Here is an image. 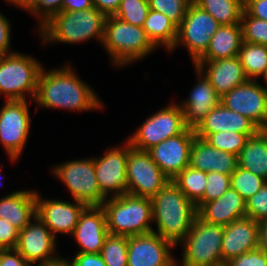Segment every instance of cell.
I'll use <instances>...</instances> for the list:
<instances>
[{
	"label": "cell",
	"mask_w": 267,
	"mask_h": 266,
	"mask_svg": "<svg viewBox=\"0 0 267 266\" xmlns=\"http://www.w3.org/2000/svg\"><path fill=\"white\" fill-rule=\"evenodd\" d=\"M34 101L37 107L81 112L104 107L92 87L81 80L68 64L48 72L44 68L41 70Z\"/></svg>",
	"instance_id": "6da1fadb"
},
{
	"label": "cell",
	"mask_w": 267,
	"mask_h": 266,
	"mask_svg": "<svg viewBox=\"0 0 267 266\" xmlns=\"http://www.w3.org/2000/svg\"><path fill=\"white\" fill-rule=\"evenodd\" d=\"M152 202V219L157 225L155 232L175 247L184 240L197 216L193 204L170 180L154 197Z\"/></svg>",
	"instance_id": "7a4b0ae2"
},
{
	"label": "cell",
	"mask_w": 267,
	"mask_h": 266,
	"mask_svg": "<svg viewBox=\"0 0 267 266\" xmlns=\"http://www.w3.org/2000/svg\"><path fill=\"white\" fill-rule=\"evenodd\" d=\"M106 16L93 7L81 11H61L52 16L38 30L42 43L76 44L96 38L104 40Z\"/></svg>",
	"instance_id": "3957f363"
},
{
	"label": "cell",
	"mask_w": 267,
	"mask_h": 266,
	"mask_svg": "<svg viewBox=\"0 0 267 266\" xmlns=\"http://www.w3.org/2000/svg\"><path fill=\"white\" fill-rule=\"evenodd\" d=\"M102 46L116 67L132 64L157 49L143 27L131 25L115 16L105 19Z\"/></svg>",
	"instance_id": "277c9868"
},
{
	"label": "cell",
	"mask_w": 267,
	"mask_h": 266,
	"mask_svg": "<svg viewBox=\"0 0 267 266\" xmlns=\"http://www.w3.org/2000/svg\"><path fill=\"white\" fill-rule=\"evenodd\" d=\"M105 211L108 232L111 235L136 236L153 231L151 198L124 194L107 198Z\"/></svg>",
	"instance_id": "5b68a950"
},
{
	"label": "cell",
	"mask_w": 267,
	"mask_h": 266,
	"mask_svg": "<svg viewBox=\"0 0 267 266\" xmlns=\"http://www.w3.org/2000/svg\"><path fill=\"white\" fill-rule=\"evenodd\" d=\"M43 65L30 55L12 52L0 56V95L5 100L35 99Z\"/></svg>",
	"instance_id": "8992f818"
},
{
	"label": "cell",
	"mask_w": 267,
	"mask_h": 266,
	"mask_svg": "<svg viewBox=\"0 0 267 266\" xmlns=\"http://www.w3.org/2000/svg\"><path fill=\"white\" fill-rule=\"evenodd\" d=\"M224 226L205 222L198 215L183 243L182 262L176 266H219L223 265L222 240Z\"/></svg>",
	"instance_id": "52a82bcc"
},
{
	"label": "cell",
	"mask_w": 267,
	"mask_h": 266,
	"mask_svg": "<svg viewBox=\"0 0 267 266\" xmlns=\"http://www.w3.org/2000/svg\"><path fill=\"white\" fill-rule=\"evenodd\" d=\"M52 174L66 185L74 200L87 206H102L107 199L99 189L93 158L58 164Z\"/></svg>",
	"instance_id": "ba28073f"
},
{
	"label": "cell",
	"mask_w": 267,
	"mask_h": 266,
	"mask_svg": "<svg viewBox=\"0 0 267 266\" xmlns=\"http://www.w3.org/2000/svg\"><path fill=\"white\" fill-rule=\"evenodd\" d=\"M187 129L182 109L175 102L148 117L133 134L127 138L131 147L139 151H148L172 136Z\"/></svg>",
	"instance_id": "9c48e42d"
},
{
	"label": "cell",
	"mask_w": 267,
	"mask_h": 266,
	"mask_svg": "<svg viewBox=\"0 0 267 266\" xmlns=\"http://www.w3.org/2000/svg\"><path fill=\"white\" fill-rule=\"evenodd\" d=\"M219 26L212 15L192 2L177 28V38L170 51H175L178 46H184L194 64L206 52L210 39Z\"/></svg>",
	"instance_id": "30bf717a"
},
{
	"label": "cell",
	"mask_w": 267,
	"mask_h": 266,
	"mask_svg": "<svg viewBox=\"0 0 267 266\" xmlns=\"http://www.w3.org/2000/svg\"><path fill=\"white\" fill-rule=\"evenodd\" d=\"M28 107L27 100H5L0 108V143L12 162L19 159L30 135Z\"/></svg>",
	"instance_id": "8fae6325"
},
{
	"label": "cell",
	"mask_w": 267,
	"mask_h": 266,
	"mask_svg": "<svg viewBox=\"0 0 267 266\" xmlns=\"http://www.w3.org/2000/svg\"><path fill=\"white\" fill-rule=\"evenodd\" d=\"M126 175L127 193L138 197L152 198L170 181L147 151L132 148L130 142Z\"/></svg>",
	"instance_id": "7c38bea8"
},
{
	"label": "cell",
	"mask_w": 267,
	"mask_h": 266,
	"mask_svg": "<svg viewBox=\"0 0 267 266\" xmlns=\"http://www.w3.org/2000/svg\"><path fill=\"white\" fill-rule=\"evenodd\" d=\"M15 249L31 266L36 262L37 266H55L63 262L60 255H54L56 237L37 215L19 231Z\"/></svg>",
	"instance_id": "4fadbf2b"
},
{
	"label": "cell",
	"mask_w": 267,
	"mask_h": 266,
	"mask_svg": "<svg viewBox=\"0 0 267 266\" xmlns=\"http://www.w3.org/2000/svg\"><path fill=\"white\" fill-rule=\"evenodd\" d=\"M220 102L247 117L260 130H267V92L257 80L248 79L234 87L220 98Z\"/></svg>",
	"instance_id": "5bb4252c"
},
{
	"label": "cell",
	"mask_w": 267,
	"mask_h": 266,
	"mask_svg": "<svg viewBox=\"0 0 267 266\" xmlns=\"http://www.w3.org/2000/svg\"><path fill=\"white\" fill-rule=\"evenodd\" d=\"M129 153V141L122 147H112L106 150L101 157L93 158L96 178L101 193L108 198L121 196L127 193L126 166Z\"/></svg>",
	"instance_id": "9a60e30c"
},
{
	"label": "cell",
	"mask_w": 267,
	"mask_h": 266,
	"mask_svg": "<svg viewBox=\"0 0 267 266\" xmlns=\"http://www.w3.org/2000/svg\"><path fill=\"white\" fill-rule=\"evenodd\" d=\"M195 137V131L187 128L183 133L161 141L147 152L161 171L172 180L189 166L190 150Z\"/></svg>",
	"instance_id": "2e32d148"
},
{
	"label": "cell",
	"mask_w": 267,
	"mask_h": 266,
	"mask_svg": "<svg viewBox=\"0 0 267 266\" xmlns=\"http://www.w3.org/2000/svg\"><path fill=\"white\" fill-rule=\"evenodd\" d=\"M174 248L155 232L128 236L127 266H176Z\"/></svg>",
	"instance_id": "e0dca14e"
},
{
	"label": "cell",
	"mask_w": 267,
	"mask_h": 266,
	"mask_svg": "<svg viewBox=\"0 0 267 266\" xmlns=\"http://www.w3.org/2000/svg\"><path fill=\"white\" fill-rule=\"evenodd\" d=\"M56 199H42L37 192L36 215L56 237L57 233L72 235L86 204Z\"/></svg>",
	"instance_id": "ac0fdd59"
},
{
	"label": "cell",
	"mask_w": 267,
	"mask_h": 266,
	"mask_svg": "<svg viewBox=\"0 0 267 266\" xmlns=\"http://www.w3.org/2000/svg\"><path fill=\"white\" fill-rule=\"evenodd\" d=\"M109 235L105 211L102 206H87L80 215L71 236L79 245L77 253H101Z\"/></svg>",
	"instance_id": "d6986e66"
},
{
	"label": "cell",
	"mask_w": 267,
	"mask_h": 266,
	"mask_svg": "<svg viewBox=\"0 0 267 266\" xmlns=\"http://www.w3.org/2000/svg\"><path fill=\"white\" fill-rule=\"evenodd\" d=\"M197 74V83L185 101L177 105L182 109L185 125L195 130L205 116L220 103V96L216 93L205 75L194 66Z\"/></svg>",
	"instance_id": "ffe728a7"
},
{
	"label": "cell",
	"mask_w": 267,
	"mask_h": 266,
	"mask_svg": "<svg viewBox=\"0 0 267 266\" xmlns=\"http://www.w3.org/2000/svg\"><path fill=\"white\" fill-rule=\"evenodd\" d=\"M259 247V222L249 217L237 219L224 226L222 259L225 264L241 254Z\"/></svg>",
	"instance_id": "44dd1931"
},
{
	"label": "cell",
	"mask_w": 267,
	"mask_h": 266,
	"mask_svg": "<svg viewBox=\"0 0 267 266\" xmlns=\"http://www.w3.org/2000/svg\"><path fill=\"white\" fill-rule=\"evenodd\" d=\"M194 66L205 75L220 97L248 80L238 56L215 61H196Z\"/></svg>",
	"instance_id": "7402d4cb"
},
{
	"label": "cell",
	"mask_w": 267,
	"mask_h": 266,
	"mask_svg": "<svg viewBox=\"0 0 267 266\" xmlns=\"http://www.w3.org/2000/svg\"><path fill=\"white\" fill-rule=\"evenodd\" d=\"M260 129L247 117L226 108L221 102L215 106L194 130L198 138L221 131H234L254 136Z\"/></svg>",
	"instance_id": "603a6c76"
},
{
	"label": "cell",
	"mask_w": 267,
	"mask_h": 266,
	"mask_svg": "<svg viewBox=\"0 0 267 266\" xmlns=\"http://www.w3.org/2000/svg\"><path fill=\"white\" fill-rule=\"evenodd\" d=\"M197 215L205 222L226 226L233 221L246 217V201L234 189H228L216 200L204 203Z\"/></svg>",
	"instance_id": "cb8c5ba5"
},
{
	"label": "cell",
	"mask_w": 267,
	"mask_h": 266,
	"mask_svg": "<svg viewBox=\"0 0 267 266\" xmlns=\"http://www.w3.org/2000/svg\"><path fill=\"white\" fill-rule=\"evenodd\" d=\"M189 166L204 172L231 175L238 166V159L236 155L214 148L196 136L190 150Z\"/></svg>",
	"instance_id": "d4e9b609"
},
{
	"label": "cell",
	"mask_w": 267,
	"mask_h": 266,
	"mask_svg": "<svg viewBox=\"0 0 267 266\" xmlns=\"http://www.w3.org/2000/svg\"><path fill=\"white\" fill-rule=\"evenodd\" d=\"M36 190H17L0 199V218L21 231L36 216Z\"/></svg>",
	"instance_id": "484cf974"
},
{
	"label": "cell",
	"mask_w": 267,
	"mask_h": 266,
	"mask_svg": "<svg viewBox=\"0 0 267 266\" xmlns=\"http://www.w3.org/2000/svg\"><path fill=\"white\" fill-rule=\"evenodd\" d=\"M243 43L241 23L220 25L206 52L197 61H215L238 56Z\"/></svg>",
	"instance_id": "4316f807"
},
{
	"label": "cell",
	"mask_w": 267,
	"mask_h": 266,
	"mask_svg": "<svg viewBox=\"0 0 267 266\" xmlns=\"http://www.w3.org/2000/svg\"><path fill=\"white\" fill-rule=\"evenodd\" d=\"M237 159L239 167L267 181V130L249 137Z\"/></svg>",
	"instance_id": "83f0119b"
},
{
	"label": "cell",
	"mask_w": 267,
	"mask_h": 266,
	"mask_svg": "<svg viewBox=\"0 0 267 266\" xmlns=\"http://www.w3.org/2000/svg\"><path fill=\"white\" fill-rule=\"evenodd\" d=\"M177 26L164 14L149 10L143 29L147 33L149 39L158 48L165 47L170 51L175 44L177 38Z\"/></svg>",
	"instance_id": "f1b7e54d"
},
{
	"label": "cell",
	"mask_w": 267,
	"mask_h": 266,
	"mask_svg": "<svg viewBox=\"0 0 267 266\" xmlns=\"http://www.w3.org/2000/svg\"><path fill=\"white\" fill-rule=\"evenodd\" d=\"M201 9L212 15L220 25L240 23L244 0H193Z\"/></svg>",
	"instance_id": "f546056e"
},
{
	"label": "cell",
	"mask_w": 267,
	"mask_h": 266,
	"mask_svg": "<svg viewBox=\"0 0 267 266\" xmlns=\"http://www.w3.org/2000/svg\"><path fill=\"white\" fill-rule=\"evenodd\" d=\"M238 58L248 79L257 80L267 70V46L243 41Z\"/></svg>",
	"instance_id": "4dcf8cb0"
},
{
	"label": "cell",
	"mask_w": 267,
	"mask_h": 266,
	"mask_svg": "<svg viewBox=\"0 0 267 266\" xmlns=\"http://www.w3.org/2000/svg\"><path fill=\"white\" fill-rule=\"evenodd\" d=\"M172 181L193 204L196 205L203 198L206 172L188 166Z\"/></svg>",
	"instance_id": "1f68e13d"
},
{
	"label": "cell",
	"mask_w": 267,
	"mask_h": 266,
	"mask_svg": "<svg viewBox=\"0 0 267 266\" xmlns=\"http://www.w3.org/2000/svg\"><path fill=\"white\" fill-rule=\"evenodd\" d=\"M127 247L128 236L109 234L100 253L106 266H127Z\"/></svg>",
	"instance_id": "d6a6232c"
},
{
	"label": "cell",
	"mask_w": 267,
	"mask_h": 266,
	"mask_svg": "<svg viewBox=\"0 0 267 266\" xmlns=\"http://www.w3.org/2000/svg\"><path fill=\"white\" fill-rule=\"evenodd\" d=\"M266 182L262 177L239 166L231 174V188L236 190L245 201L258 192Z\"/></svg>",
	"instance_id": "836d02e7"
},
{
	"label": "cell",
	"mask_w": 267,
	"mask_h": 266,
	"mask_svg": "<svg viewBox=\"0 0 267 266\" xmlns=\"http://www.w3.org/2000/svg\"><path fill=\"white\" fill-rule=\"evenodd\" d=\"M249 136L234 131H221L208 134L204 140L214 148L232 153L236 156L245 146Z\"/></svg>",
	"instance_id": "e575fe53"
},
{
	"label": "cell",
	"mask_w": 267,
	"mask_h": 266,
	"mask_svg": "<svg viewBox=\"0 0 267 266\" xmlns=\"http://www.w3.org/2000/svg\"><path fill=\"white\" fill-rule=\"evenodd\" d=\"M149 10V0H121L114 16L131 25L143 27Z\"/></svg>",
	"instance_id": "d590c367"
},
{
	"label": "cell",
	"mask_w": 267,
	"mask_h": 266,
	"mask_svg": "<svg viewBox=\"0 0 267 266\" xmlns=\"http://www.w3.org/2000/svg\"><path fill=\"white\" fill-rule=\"evenodd\" d=\"M206 185L203 198L196 204L197 210L204 204L216 200L231 188V175L206 172Z\"/></svg>",
	"instance_id": "8d00e7d4"
},
{
	"label": "cell",
	"mask_w": 267,
	"mask_h": 266,
	"mask_svg": "<svg viewBox=\"0 0 267 266\" xmlns=\"http://www.w3.org/2000/svg\"><path fill=\"white\" fill-rule=\"evenodd\" d=\"M240 23L244 42L267 46V21L251 17L243 11Z\"/></svg>",
	"instance_id": "74e56055"
},
{
	"label": "cell",
	"mask_w": 267,
	"mask_h": 266,
	"mask_svg": "<svg viewBox=\"0 0 267 266\" xmlns=\"http://www.w3.org/2000/svg\"><path fill=\"white\" fill-rule=\"evenodd\" d=\"M193 0H149L150 9L167 16L177 27Z\"/></svg>",
	"instance_id": "f35d334b"
},
{
	"label": "cell",
	"mask_w": 267,
	"mask_h": 266,
	"mask_svg": "<svg viewBox=\"0 0 267 266\" xmlns=\"http://www.w3.org/2000/svg\"><path fill=\"white\" fill-rule=\"evenodd\" d=\"M246 216L258 222L267 219V182L246 201Z\"/></svg>",
	"instance_id": "ab89813d"
},
{
	"label": "cell",
	"mask_w": 267,
	"mask_h": 266,
	"mask_svg": "<svg viewBox=\"0 0 267 266\" xmlns=\"http://www.w3.org/2000/svg\"><path fill=\"white\" fill-rule=\"evenodd\" d=\"M63 0H37L36 4L28 11L38 17V29L52 16L61 12Z\"/></svg>",
	"instance_id": "60d3db41"
},
{
	"label": "cell",
	"mask_w": 267,
	"mask_h": 266,
	"mask_svg": "<svg viewBox=\"0 0 267 266\" xmlns=\"http://www.w3.org/2000/svg\"><path fill=\"white\" fill-rule=\"evenodd\" d=\"M225 266H267V254L257 248L229 260Z\"/></svg>",
	"instance_id": "b9f144b4"
},
{
	"label": "cell",
	"mask_w": 267,
	"mask_h": 266,
	"mask_svg": "<svg viewBox=\"0 0 267 266\" xmlns=\"http://www.w3.org/2000/svg\"><path fill=\"white\" fill-rule=\"evenodd\" d=\"M19 237V230L7 220L0 218V249H15Z\"/></svg>",
	"instance_id": "7bdbcfd3"
},
{
	"label": "cell",
	"mask_w": 267,
	"mask_h": 266,
	"mask_svg": "<svg viewBox=\"0 0 267 266\" xmlns=\"http://www.w3.org/2000/svg\"><path fill=\"white\" fill-rule=\"evenodd\" d=\"M71 260L63 257V262L67 266H106L100 253H77Z\"/></svg>",
	"instance_id": "ee69618b"
},
{
	"label": "cell",
	"mask_w": 267,
	"mask_h": 266,
	"mask_svg": "<svg viewBox=\"0 0 267 266\" xmlns=\"http://www.w3.org/2000/svg\"><path fill=\"white\" fill-rule=\"evenodd\" d=\"M11 26L10 21L0 13V56L12 53L11 51Z\"/></svg>",
	"instance_id": "f6af8a7d"
},
{
	"label": "cell",
	"mask_w": 267,
	"mask_h": 266,
	"mask_svg": "<svg viewBox=\"0 0 267 266\" xmlns=\"http://www.w3.org/2000/svg\"><path fill=\"white\" fill-rule=\"evenodd\" d=\"M244 11L251 17L267 21V0H244Z\"/></svg>",
	"instance_id": "bcb514c9"
},
{
	"label": "cell",
	"mask_w": 267,
	"mask_h": 266,
	"mask_svg": "<svg viewBox=\"0 0 267 266\" xmlns=\"http://www.w3.org/2000/svg\"><path fill=\"white\" fill-rule=\"evenodd\" d=\"M1 266H31L16 249H2Z\"/></svg>",
	"instance_id": "7dc6e473"
},
{
	"label": "cell",
	"mask_w": 267,
	"mask_h": 266,
	"mask_svg": "<svg viewBox=\"0 0 267 266\" xmlns=\"http://www.w3.org/2000/svg\"><path fill=\"white\" fill-rule=\"evenodd\" d=\"M93 5L101 11L106 17L114 16L118 10L121 0H92Z\"/></svg>",
	"instance_id": "c3c4849f"
},
{
	"label": "cell",
	"mask_w": 267,
	"mask_h": 266,
	"mask_svg": "<svg viewBox=\"0 0 267 266\" xmlns=\"http://www.w3.org/2000/svg\"><path fill=\"white\" fill-rule=\"evenodd\" d=\"M92 0H63L61 11H81L93 8Z\"/></svg>",
	"instance_id": "681fc988"
},
{
	"label": "cell",
	"mask_w": 267,
	"mask_h": 266,
	"mask_svg": "<svg viewBox=\"0 0 267 266\" xmlns=\"http://www.w3.org/2000/svg\"><path fill=\"white\" fill-rule=\"evenodd\" d=\"M265 254H267V219L259 222V247Z\"/></svg>",
	"instance_id": "f907efd6"
},
{
	"label": "cell",
	"mask_w": 267,
	"mask_h": 266,
	"mask_svg": "<svg viewBox=\"0 0 267 266\" xmlns=\"http://www.w3.org/2000/svg\"><path fill=\"white\" fill-rule=\"evenodd\" d=\"M6 2L20 7L22 10L29 11L37 2V0H5Z\"/></svg>",
	"instance_id": "816d5d0a"
},
{
	"label": "cell",
	"mask_w": 267,
	"mask_h": 266,
	"mask_svg": "<svg viewBox=\"0 0 267 266\" xmlns=\"http://www.w3.org/2000/svg\"><path fill=\"white\" fill-rule=\"evenodd\" d=\"M262 76L264 78L263 81L265 82V85H262V86H263L264 90L267 92V86H266L267 85V70Z\"/></svg>",
	"instance_id": "f5cc1de1"
},
{
	"label": "cell",
	"mask_w": 267,
	"mask_h": 266,
	"mask_svg": "<svg viewBox=\"0 0 267 266\" xmlns=\"http://www.w3.org/2000/svg\"><path fill=\"white\" fill-rule=\"evenodd\" d=\"M1 260H2V249H0V266H1Z\"/></svg>",
	"instance_id": "db71d44e"
},
{
	"label": "cell",
	"mask_w": 267,
	"mask_h": 266,
	"mask_svg": "<svg viewBox=\"0 0 267 266\" xmlns=\"http://www.w3.org/2000/svg\"><path fill=\"white\" fill-rule=\"evenodd\" d=\"M55 266H67L64 262L58 264V265H55Z\"/></svg>",
	"instance_id": "11a10c76"
}]
</instances>
